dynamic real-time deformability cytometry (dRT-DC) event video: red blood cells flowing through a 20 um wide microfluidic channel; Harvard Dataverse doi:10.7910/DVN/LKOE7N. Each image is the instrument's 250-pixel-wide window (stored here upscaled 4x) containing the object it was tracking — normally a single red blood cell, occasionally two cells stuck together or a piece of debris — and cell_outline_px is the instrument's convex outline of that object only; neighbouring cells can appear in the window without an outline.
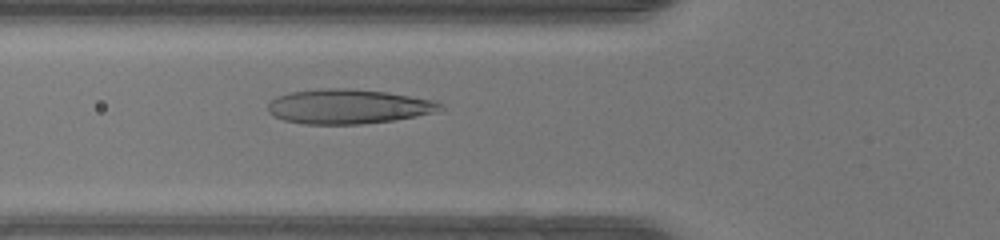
{"species": "human", "species_latin": "Homo sapiens", "temperature_condition": "warm", "stored_images_in_passage": 37, "camera_frame_rate_fps": 3000, "um_per_image_px": 0.085, "donor": {"sex": "female"}, "frame": {"image": 1, "passage_image": 6, "time_ms": 1.667, "image_size_px": [1000, 240], "cell_outline_px": [[444, 108], [432, 112], [416, 116], [392, 120], [360, 124], [304, 124], [284, 120], [272, 116], [268, 112], [268, 104], [276, 96], [292, 92], [324, 88], [348, 88], [388, 92], [436, 100]], "centroid_in_image_um": [29.58, 9.05], "position_along_channel_um": 96.2, "area_um2": 34.68}}
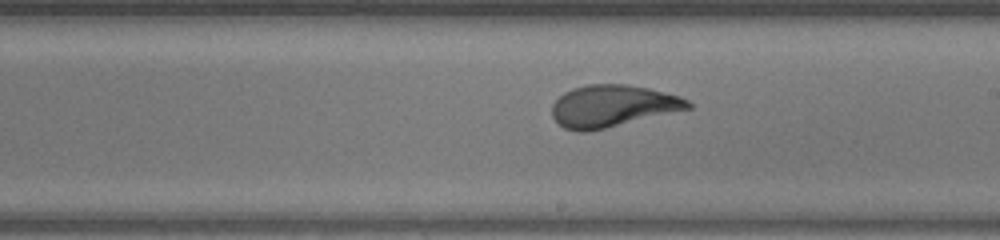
{"frame": {"image": 2, "passage_image": 16, "time_ms": 5.0, "image_size_px": [1000, 240], "cell_outline_px": [[692, 108], [588, 132], [576, 132], [564, 128], [552, 116], [552, 104], [564, 92], [572, 88], [588, 84], [624, 84], [648, 88], [680, 96], [688, 100], [692, 104]], "centroid_in_image_um": [52.05, 9.01], "position_along_channel_um": 236.9, "area_um2": 33.18}}
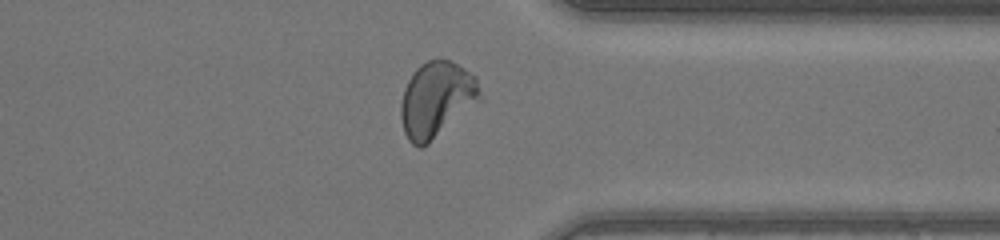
{"frame": {"image": 3, "passage_image": 26, "time_ms": 8.333, "image_size_px": [1000, 240], "cell_outline_px": [[484, 100], [428, 144], [420, 148], [412, 144], [408, 140], [404, 132], [400, 116], [400, 104], [404, 88], [408, 80], [416, 68], [420, 64], [428, 60], [440, 56], [452, 60], [476, 76]], "centroid_in_image_um": [37.14, 8.44], "position_along_channel_um": 374.3, "area_um2": 35.95}, "authors_computed_cell_mechanics": {"area_um2": 33.1194, "velocity_mm_per_s": 4.2335, "shape_relaxation_time_tau1_ms": 5.0287, "shape_relaxation_time_tau2_ms": null, "deformation_change_tau1": 0.2439, "deformation_change_tau2": null}}